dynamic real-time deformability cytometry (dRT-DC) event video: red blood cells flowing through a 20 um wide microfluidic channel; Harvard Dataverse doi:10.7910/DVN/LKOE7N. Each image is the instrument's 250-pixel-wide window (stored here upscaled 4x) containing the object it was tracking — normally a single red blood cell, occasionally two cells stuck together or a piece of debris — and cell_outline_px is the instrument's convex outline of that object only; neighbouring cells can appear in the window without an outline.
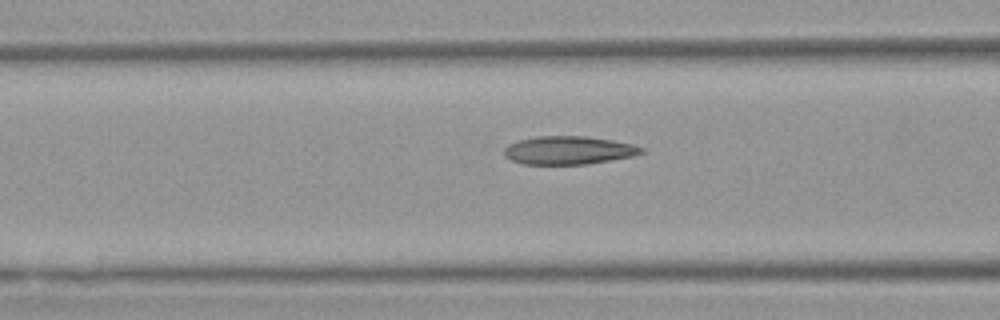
{"species": "Egyptian fruit bat (a non-hibernating species)", "species_latin": "Rousettus aegyptiacus", "temperature_condition": "warm", "stored_images_in_passage": 32, "camera_frame_rate_fps": 3000, "um_per_image_px": 0.085, "animal": {"sex": "female"}, "frame": {"image": 1, "passage_image": 12, "time_ms": 3.667, "image_size_px": [1000, 320], "cell_outline_px": [[648, 152], [632, 156], [584, 164], [520, 164], [504, 156], [504, 148], [508, 144], [520, 140], [536, 136], [584, 136], [612, 140], [632, 144], [644, 148]], "centroid_in_image_um": [48.32, 12.77], "position_along_channel_um": 118.3, "area_um2": 22.54}}
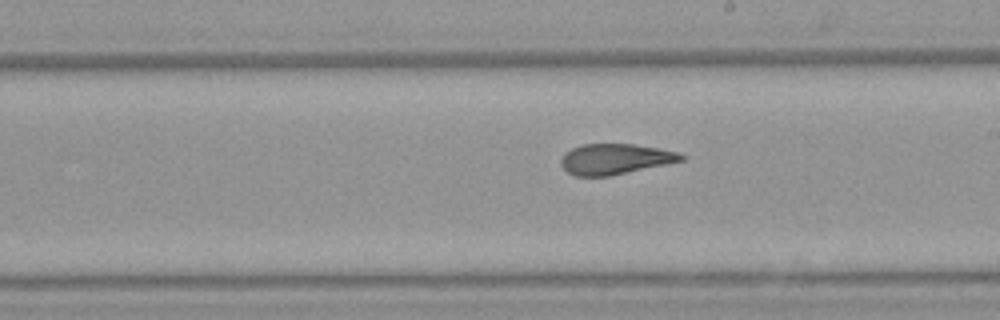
{"frame": {"image": 2, "passage_image": 21, "time_ms": 6.667, "image_size_px": [1000, 320], "cell_outline_px": [[684, 160], [608, 176], [576, 176], [568, 172], [560, 164], [560, 160], [564, 152], [572, 148], [584, 144], [632, 144], [656, 148], [676, 152], [684, 156]], "centroid_in_image_um": [52.22, 13.52], "position_along_channel_um": 236.8, "area_um2": 21.04}}
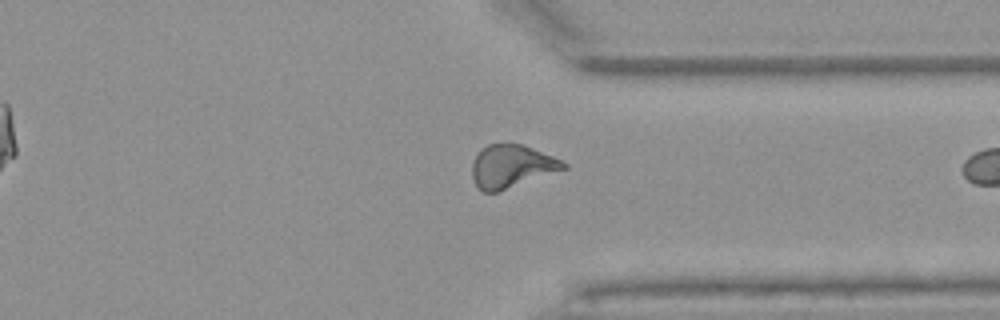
{"frame": {"image": 3, "passage_image": 31, "time_ms": 10.0, "image_size_px": [1000, 320], "cell_outline_px": [[568, 168], [496, 192], [484, 192], [476, 188], [472, 176], [472, 164], [476, 156], [488, 144], [524, 144], [552, 156], [568, 164]], "centroid_in_image_um": [43.48, 14.14], "position_along_channel_um": 367.9, "area_um2": 22.6}}